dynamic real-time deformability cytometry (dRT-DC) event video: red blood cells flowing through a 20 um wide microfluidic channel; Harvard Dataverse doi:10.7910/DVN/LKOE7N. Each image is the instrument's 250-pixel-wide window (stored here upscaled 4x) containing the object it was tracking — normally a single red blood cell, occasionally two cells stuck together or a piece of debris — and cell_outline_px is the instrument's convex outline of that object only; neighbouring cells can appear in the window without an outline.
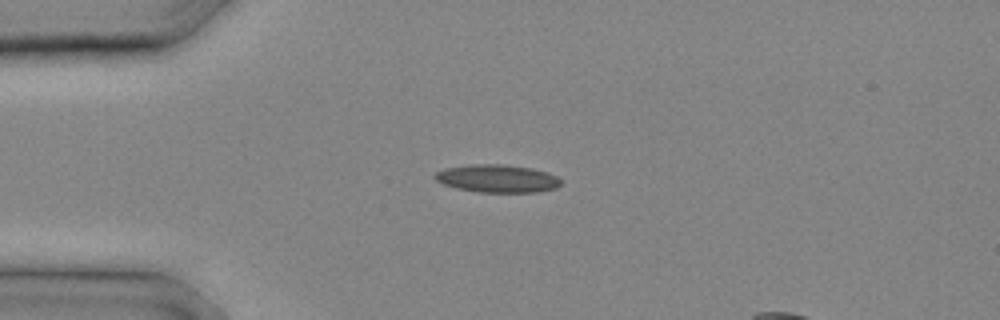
{"species": "common noctule bat (a hibernating species)", "species_latin": "Nyctalus noctula", "temperature_condition": "cold", "stored_images_in_passage": 8, "camera_frame_rate_fps": 3000, "um_per_image_px": 0.085, "animal": {"sex": "male", "body_mass_g": 20.4}, "frame": {"image": 1, "passage_image": 5, "time_ms": 1.333, "image_size_px": [1000, 320], "cell_outline_px": [[560, 184], [556, 188], [540, 192], [476, 192], [456, 188], [444, 184], [436, 180], [432, 176], [436, 172], [444, 168], [476, 164], [500, 164], [532, 168], [548, 172], [556, 176], [560, 180]], "centroid_in_image_um": [42.26, 15.18], "position_along_channel_um": 42.7, "area_um2": 20.46}}
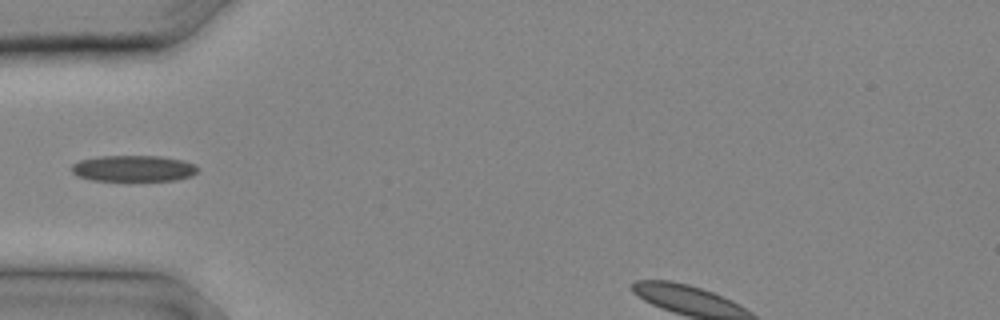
{"frame": {"image": 2, "passage_image": 7, "time_ms": 2.0, "image_size_px": [1000, 320], "cell_outline_px": [[200, 168], [192, 176], [176, 180], [92, 180], [76, 176], [72, 172], [72, 164], [80, 160], [96, 156], [160, 156], [184, 160], [196, 164]], "centroid_in_image_um": [11.37, 14.31], "position_along_channel_um": 73.6, "area_um2": 19.36}}